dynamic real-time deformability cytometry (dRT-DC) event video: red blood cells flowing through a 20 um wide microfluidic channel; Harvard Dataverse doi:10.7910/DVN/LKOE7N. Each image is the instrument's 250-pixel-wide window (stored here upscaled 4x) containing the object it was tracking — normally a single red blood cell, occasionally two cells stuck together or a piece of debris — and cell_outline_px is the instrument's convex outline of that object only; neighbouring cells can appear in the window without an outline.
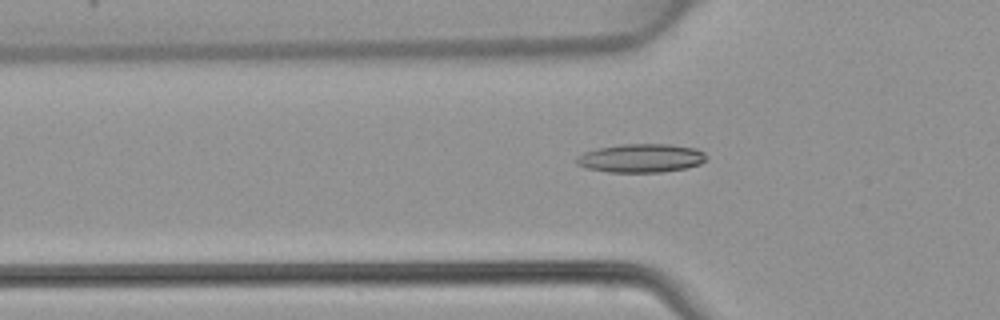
{"species": "common noctule bat (a hibernating species)", "species_latin": "Nyctalus noctula", "temperature_condition": "warm", "stored_images_in_passage": 25, "camera_frame_rate_fps": 3000, "um_per_image_px": 0.085, "animal": {"sex": "female", "body_mass_g": 22.7, "forearm_length_mm": 54.2}, "frame": {"image": 1, "passage_image": 16, "time_ms": 5.0, "image_size_px": [1000, 320], "cell_outline_px": [[708, 160], [700, 164], [688, 168], [664, 172], [608, 172], [584, 168], [576, 164], [572, 160], [576, 156], [584, 152], [596, 148], [620, 144], [672, 144], [696, 148], [704, 152], [708, 156]], "centroid_in_image_um": [54.48, 13.44], "position_along_channel_um": 71.3, "area_um2": 22.25}}
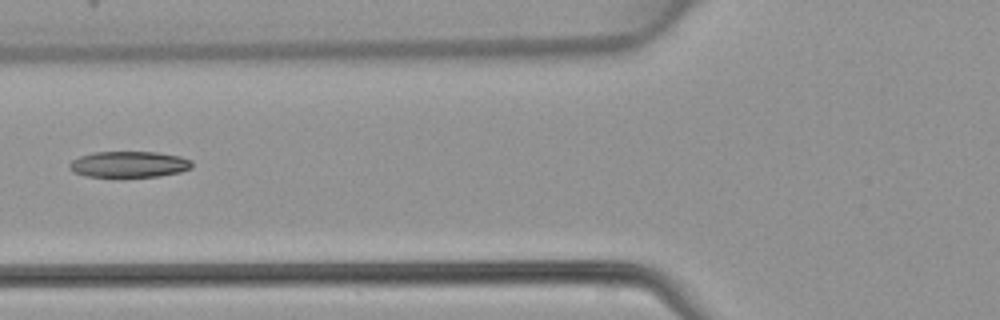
{"frame": {"image": 2, "passage_image": 19, "time_ms": 6.0, "image_size_px": [1000, 320], "cell_outline_px": [[192, 168], [180, 172], [160, 176], [88, 176], [72, 172], [68, 168], [68, 164], [72, 160], [80, 156], [92, 152], [156, 152], [180, 156], [192, 160]], "centroid_in_image_um": [10.96, 13.96], "position_along_channel_um": 114.8, "area_um2": 18.61}}
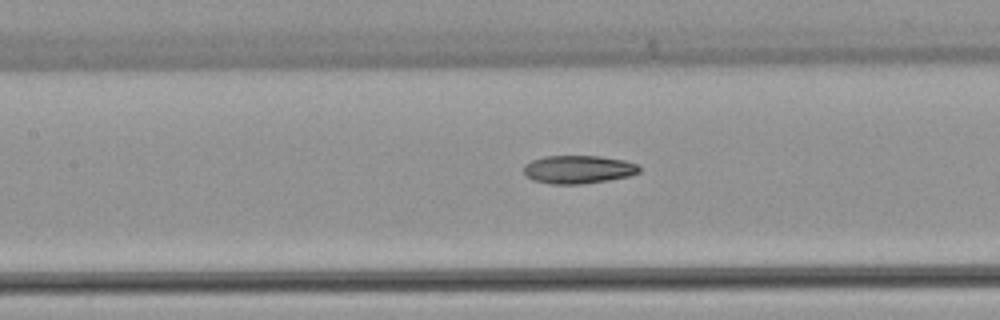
{"frame": {"image": 3, "passage_image": 22, "time_ms": 7.0, "image_size_px": [1000, 320], "cell_outline_px": [[640, 172], [628, 176], [608, 180], [584, 184], [552, 184], [532, 180], [524, 172], [524, 164], [532, 160], [544, 156], [600, 156], [624, 160], [636, 164], [640, 168]], "centroid_in_image_um": [49.14, 14.4], "position_along_channel_um": 158.3, "area_um2": 18.96}}